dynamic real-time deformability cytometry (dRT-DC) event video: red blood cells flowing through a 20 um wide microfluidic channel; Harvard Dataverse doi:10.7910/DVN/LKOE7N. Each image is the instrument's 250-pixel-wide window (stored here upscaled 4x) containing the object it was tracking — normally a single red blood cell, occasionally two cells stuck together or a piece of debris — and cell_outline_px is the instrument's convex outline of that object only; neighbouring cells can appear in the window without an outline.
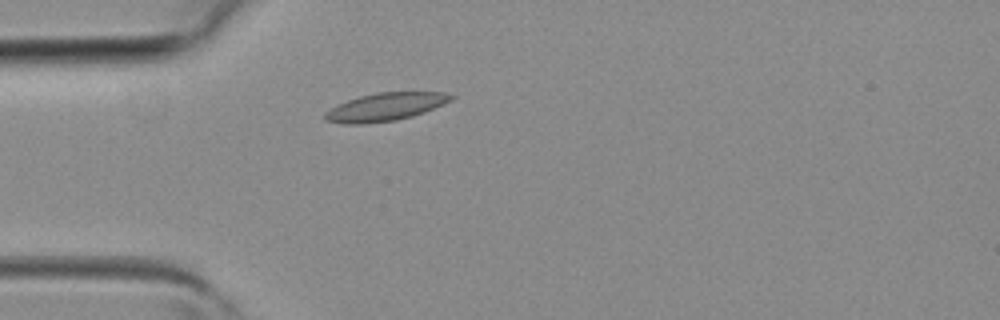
{"species": "common noctule bat (a hibernating species)", "species_latin": "Nyctalus noctula", "temperature_condition": "room temperature", "stored_images_in_passage": 3, "camera_frame_rate_fps": 3000, "um_per_image_px": 0.085, "animal": {"sex": "female", "body_mass_g": 19.3, "forearm_length_mm": 54.1}, "frame": {"image": 1, "passage_image": 3, "time_ms": 0.667, "image_size_px": [1000, 320], "cell_outline_px": [[456, 96], [452, 100], [424, 112], [412, 116], [396, 120], [360, 124], [344, 124], [324, 120], [324, 112], [336, 104], [360, 96], [376, 92], [444, 92]], "centroid_in_image_um": [32.72, 9.08], "position_along_channel_um": 52.3, "area_um2": 20.58}}